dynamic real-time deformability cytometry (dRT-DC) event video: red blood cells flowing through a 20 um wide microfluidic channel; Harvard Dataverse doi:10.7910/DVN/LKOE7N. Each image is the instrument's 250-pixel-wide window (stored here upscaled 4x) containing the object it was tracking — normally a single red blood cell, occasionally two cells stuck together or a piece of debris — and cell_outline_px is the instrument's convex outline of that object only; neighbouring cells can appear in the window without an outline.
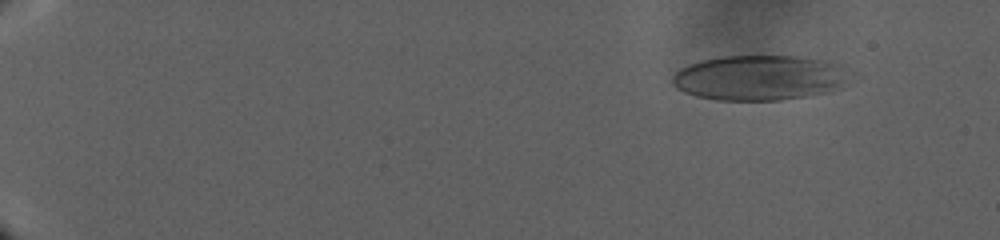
{"species": "human", "species_latin": "Homo sapiens", "temperature_condition": "warm", "stored_images_in_passage": 38, "camera_frame_rate_fps": 3000, "um_per_image_px": 0.085, "donor": {"sex": "male"}, "frame": {"image": 1, "passage_image": 5, "time_ms": 4.667, "image_size_px": [1000, 240], "cell_outline_px": [[856, 72], [844, 88], [832, 92], [808, 96], [780, 100], [716, 100], [696, 96], [684, 92], [676, 88], [672, 84], [672, 76], [680, 68], [688, 64], [700, 60], [720, 56], [796, 56], [828, 60], [844, 64]], "centroid_in_image_um": [64.71, 6.6], "position_along_channel_um": 20.3, "area_um2": 48.15}}
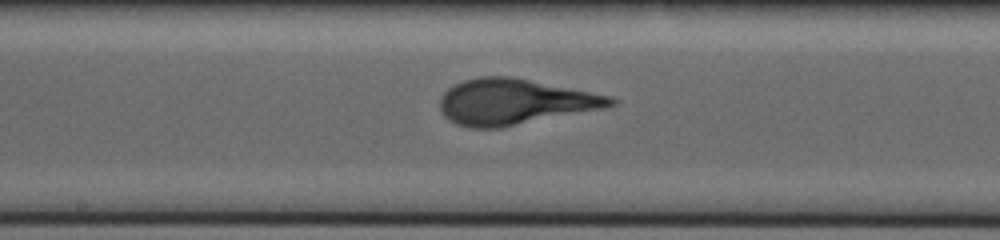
{"frame": {"image": 2, "passage_image": 23, "time_ms": 24.667, "image_size_px": [1000, 240], "cell_outline_px": [[620, 100], [616, 104], [604, 108], [500, 128], [468, 128], [456, 124], [448, 120], [440, 112], [440, 96], [452, 84], [464, 80], [480, 76], [512, 76], [612, 96]], "centroid_in_image_um": [43.71, 8.65], "position_along_channel_um": 204.5, "area_um2": 45.78}}
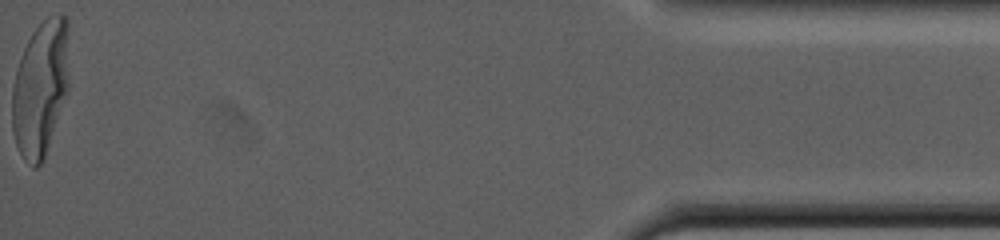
{"frame": {"image": 3, "passage_image": 38, "time_ms": 41.333, "image_size_px": [1000, 240], "cell_outline_px": [[68, 92], [44, 160], [36, 168], [32, 168], [24, 160], [16, 144], [12, 132], [12, 88], [16, 68], [20, 56], [32, 32], [48, 16], [56, 12], [60, 12], [68, 16]], "centroid_in_image_um": [3.45, 7.49], "position_along_channel_um": 431.8, "area_um2": 45.84}}